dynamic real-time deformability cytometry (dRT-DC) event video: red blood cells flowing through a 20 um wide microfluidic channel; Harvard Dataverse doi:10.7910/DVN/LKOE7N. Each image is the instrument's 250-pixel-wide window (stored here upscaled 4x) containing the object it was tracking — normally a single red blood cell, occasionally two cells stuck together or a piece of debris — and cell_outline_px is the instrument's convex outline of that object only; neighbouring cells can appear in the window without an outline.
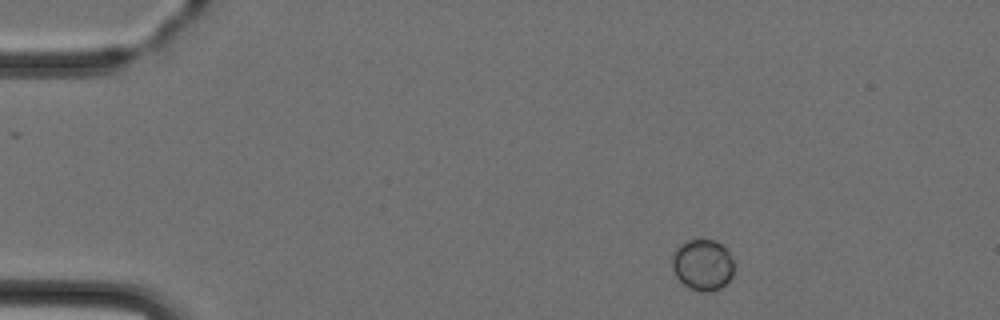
{"species": "Egyptian fruit bat (a non-hibernating species)", "species_latin": "Rousettus aegyptiacus", "temperature_condition": "cold", "stored_images_in_passage": 3, "camera_frame_rate_fps": 3000, "um_per_image_px": 0.085, "animal": {"sex": "female"}, "frame": {"image": 1, "passage_image": 1, "time_ms": 0.0, "image_size_px": [1000, 320], "cell_outline_px": [[732, 276], [720, 288], [708, 292], [700, 292], [688, 288], [676, 276], [672, 268], [672, 256], [676, 248], [684, 240], [716, 240], [732, 256]], "centroid_in_image_um": [59.69, 22.51], "position_along_channel_um": 25.3, "area_um2": 18.38}}